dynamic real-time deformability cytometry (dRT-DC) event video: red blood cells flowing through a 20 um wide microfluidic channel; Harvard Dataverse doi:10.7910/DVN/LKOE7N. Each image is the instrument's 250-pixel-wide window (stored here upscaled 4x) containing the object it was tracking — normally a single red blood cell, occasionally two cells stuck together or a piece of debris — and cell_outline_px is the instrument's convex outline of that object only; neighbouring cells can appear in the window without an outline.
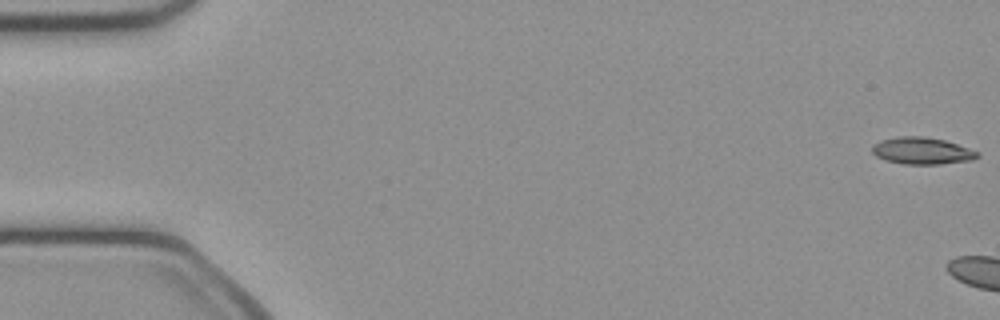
{"species": "common noctule bat (a hibernating species)", "species_latin": "Nyctalus noctula", "temperature_condition": "cold", "stored_images_in_passage": 4, "camera_frame_rate_fps": 3000, "um_per_image_px": 0.085, "animal": {"sex": "female", "body_mass_g": 21.9}, "frame": {"image": 1, "passage_image": 1, "time_ms": 0.0, "image_size_px": [1000, 320], "cell_outline_px": [[980, 156], [972, 160], [936, 164], [904, 164], [888, 160], [876, 156], [872, 152], [872, 144], [880, 140], [896, 136], [924, 136], [944, 140], [980, 152]], "centroid_in_image_um": [78.36, 12.81], "position_along_channel_um": 6.6, "area_um2": 16.47}}